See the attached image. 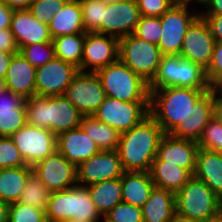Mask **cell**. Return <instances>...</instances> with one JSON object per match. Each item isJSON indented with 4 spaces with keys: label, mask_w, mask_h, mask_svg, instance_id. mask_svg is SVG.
Listing matches in <instances>:
<instances>
[{
    "label": "cell",
    "mask_w": 222,
    "mask_h": 222,
    "mask_svg": "<svg viewBox=\"0 0 222 222\" xmlns=\"http://www.w3.org/2000/svg\"><path fill=\"white\" fill-rule=\"evenodd\" d=\"M158 123L148 115L140 123L120 135L118 153L125 172H150L162 137Z\"/></svg>",
    "instance_id": "obj_1"
},
{
    "label": "cell",
    "mask_w": 222,
    "mask_h": 222,
    "mask_svg": "<svg viewBox=\"0 0 222 222\" xmlns=\"http://www.w3.org/2000/svg\"><path fill=\"white\" fill-rule=\"evenodd\" d=\"M149 115L165 134L184 122L191 108L210 90L183 87L149 90Z\"/></svg>",
    "instance_id": "obj_2"
},
{
    "label": "cell",
    "mask_w": 222,
    "mask_h": 222,
    "mask_svg": "<svg viewBox=\"0 0 222 222\" xmlns=\"http://www.w3.org/2000/svg\"><path fill=\"white\" fill-rule=\"evenodd\" d=\"M27 124L52 131L56 136L77 128L83 115L65 95L34 96L26 101Z\"/></svg>",
    "instance_id": "obj_3"
},
{
    "label": "cell",
    "mask_w": 222,
    "mask_h": 222,
    "mask_svg": "<svg viewBox=\"0 0 222 222\" xmlns=\"http://www.w3.org/2000/svg\"><path fill=\"white\" fill-rule=\"evenodd\" d=\"M169 87L212 89L201 65L180 55H162L158 71L149 83V90Z\"/></svg>",
    "instance_id": "obj_4"
},
{
    "label": "cell",
    "mask_w": 222,
    "mask_h": 222,
    "mask_svg": "<svg viewBox=\"0 0 222 222\" xmlns=\"http://www.w3.org/2000/svg\"><path fill=\"white\" fill-rule=\"evenodd\" d=\"M176 211L199 222L222 216V200L203 181L194 176L175 193Z\"/></svg>",
    "instance_id": "obj_5"
},
{
    "label": "cell",
    "mask_w": 222,
    "mask_h": 222,
    "mask_svg": "<svg viewBox=\"0 0 222 222\" xmlns=\"http://www.w3.org/2000/svg\"><path fill=\"white\" fill-rule=\"evenodd\" d=\"M106 96L123 102H149V83L120 59L97 72Z\"/></svg>",
    "instance_id": "obj_6"
},
{
    "label": "cell",
    "mask_w": 222,
    "mask_h": 222,
    "mask_svg": "<svg viewBox=\"0 0 222 222\" xmlns=\"http://www.w3.org/2000/svg\"><path fill=\"white\" fill-rule=\"evenodd\" d=\"M162 53L159 47L135 36L119 39V59L150 83L158 71Z\"/></svg>",
    "instance_id": "obj_7"
},
{
    "label": "cell",
    "mask_w": 222,
    "mask_h": 222,
    "mask_svg": "<svg viewBox=\"0 0 222 222\" xmlns=\"http://www.w3.org/2000/svg\"><path fill=\"white\" fill-rule=\"evenodd\" d=\"M200 16V9L189 10L185 4H173L162 16V36L158 47L162 55H180L184 36Z\"/></svg>",
    "instance_id": "obj_8"
},
{
    "label": "cell",
    "mask_w": 222,
    "mask_h": 222,
    "mask_svg": "<svg viewBox=\"0 0 222 222\" xmlns=\"http://www.w3.org/2000/svg\"><path fill=\"white\" fill-rule=\"evenodd\" d=\"M149 115V102H123L106 96L93 116L116 129L127 132Z\"/></svg>",
    "instance_id": "obj_9"
},
{
    "label": "cell",
    "mask_w": 222,
    "mask_h": 222,
    "mask_svg": "<svg viewBox=\"0 0 222 222\" xmlns=\"http://www.w3.org/2000/svg\"><path fill=\"white\" fill-rule=\"evenodd\" d=\"M11 138L29 166H34L57 150V136L48 129L34 125L26 124Z\"/></svg>",
    "instance_id": "obj_10"
},
{
    "label": "cell",
    "mask_w": 222,
    "mask_h": 222,
    "mask_svg": "<svg viewBox=\"0 0 222 222\" xmlns=\"http://www.w3.org/2000/svg\"><path fill=\"white\" fill-rule=\"evenodd\" d=\"M64 95L83 116H93L106 98L97 73L84 71L76 74Z\"/></svg>",
    "instance_id": "obj_11"
},
{
    "label": "cell",
    "mask_w": 222,
    "mask_h": 222,
    "mask_svg": "<svg viewBox=\"0 0 222 222\" xmlns=\"http://www.w3.org/2000/svg\"><path fill=\"white\" fill-rule=\"evenodd\" d=\"M77 184L89 186L105 180L120 178L123 170L117 150H100L76 167Z\"/></svg>",
    "instance_id": "obj_12"
},
{
    "label": "cell",
    "mask_w": 222,
    "mask_h": 222,
    "mask_svg": "<svg viewBox=\"0 0 222 222\" xmlns=\"http://www.w3.org/2000/svg\"><path fill=\"white\" fill-rule=\"evenodd\" d=\"M79 68L55 57L36 68V96L49 97L64 95Z\"/></svg>",
    "instance_id": "obj_13"
},
{
    "label": "cell",
    "mask_w": 222,
    "mask_h": 222,
    "mask_svg": "<svg viewBox=\"0 0 222 222\" xmlns=\"http://www.w3.org/2000/svg\"><path fill=\"white\" fill-rule=\"evenodd\" d=\"M119 59V39L99 33H85L81 71L97 72Z\"/></svg>",
    "instance_id": "obj_14"
},
{
    "label": "cell",
    "mask_w": 222,
    "mask_h": 222,
    "mask_svg": "<svg viewBox=\"0 0 222 222\" xmlns=\"http://www.w3.org/2000/svg\"><path fill=\"white\" fill-rule=\"evenodd\" d=\"M34 173L52 192L70 189L77 185V170L57 150L32 166Z\"/></svg>",
    "instance_id": "obj_15"
},
{
    "label": "cell",
    "mask_w": 222,
    "mask_h": 222,
    "mask_svg": "<svg viewBox=\"0 0 222 222\" xmlns=\"http://www.w3.org/2000/svg\"><path fill=\"white\" fill-rule=\"evenodd\" d=\"M141 15L136 0H121L106 5L101 34L121 39L134 34Z\"/></svg>",
    "instance_id": "obj_16"
},
{
    "label": "cell",
    "mask_w": 222,
    "mask_h": 222,
    "mask_svg": "<svg viewBox=\"0 0 222 222\" xmlns=\"http://www.w3.org/2000/svg\"><path fill=\"white\" fill-rule=\"evenodd\" d=\"M215 42L207 22L199 16L184 36L180 56L206 69L210 64Z\"/></svg>",
    "instance_id": "obj_17"
},
{
    "label": "cell",
    "mask_w": 222,
    "mask_h": 222,
    "mask_svg": "<svg viewBox=\"0 0 222 222\" xmlns=\"http://www.w3.org/2000/svg\"><path fill=\"white\" fill-rule=\"evenodd\" d=\"M213 102L214 90L211 89L191 108L184 122H180L170 135L197 142L209 120L213 117Z\"/></svg>",
    "instance_id": "obj_18"
},
{
    "label": "cell",
    "mask_w": 222,
    "mask_h": 222,
    "mask_svg": "<svg viewBox=\"0 0 222 222\" xmlns=\"http://www.w3.org/2000/svg\"><path fill=\"white\" fill-rule=\"evenodd\" d=\"M198 149L197 142L165 134L160 141L154 160H164L178 165L194 175Z\"/></svg>",
    "instance_id": "obj_19"
},
{
    "label": "cell",
    "mask_w": 222,
    "mask_h": 222,
    "mask_svg": "<svg viewBox=\"0 0 222 222\" xmlns=\"http://www.w3.org/2000/svg\"><path fill=\"white\" fill-rule=\"evenodd\" d=\"M10 30L18 49L28 44L52 41L48 24L36 19L28 9L14 10Z\"/></svg>",
    "instance_id": "obj_20"
},
{
    "label": "cell",
    "mask_w": 222,
    "mask_h": 222,
    "mask_svg": "<svg viewBox=\"0 0 222 222\" xmlns=\"http://www.w3.org/2000/svg\"><path fill=\"white\" fill-rule=\"evenodd\" d=\"M56 147L75 167L100 151L81 126L58 135Z\"/></svg>",
    "instance_id": "obj_21"
},
{
    "label": "cell",
    "mask_w": 222,
    "mask_h": 222,
    "mask_svg": "<svg viewBox=\"0 0 222 222\" xmlns=\"http://www.w3.org/2000/svg\"><path fill=\"white\" fill-rule=\"evenodd\" d=\"M27 98L12 91L0 95V136L11 137L27 124Z\"/></svg>",
    "instance_id": "obj_22"
},
{
    "label": "cell",
    "mask_w": 222,
    "mask_h": 222,
    "mask_svg": "<svg viewBox=\"0 0 222 222\" xmlns=\"http://www.w3.org/2000/svg\"><path fill=\"white\" fill-rule=\"evenodd\" d=\"M36 68L20 53L13 55L5 83L7 90L26 98L36 96Z\"/></svg>",
    "instance_id": "obj_23"
},
{
    "label": "cell",
    "mask_w": 222,
    "mask_h": 222,
    "mask_svg": "<svg viewBox=\"0 0 222 222\" xmlns=\"http://www.w3.org/2000/svg\"><path fill=\"white\" fill-rule=\"evenodd\" d=\"M193 176L206 183L222 200V153L199 148Z\"/></svg>",
    "instance_id": "obj_24"
},
{
    "label": "cell",
    "mask_w": 222,
    "mask_h": 222,
    "mask_svg": "<svg viewBox=\"0 0 222 222\" xmlns=\"http://www.w3.org/2000/svg\"><path fill=\"white\" fill-rule=\"evenodd\" d=\"M51 38L61 35L85 33L79 0H68L48 22Z\"/></svg>",
    "instance_id": "obj_25"
},
{
    "label": "cell",
    "mask_w": 222,
    "mask_h": 222,
    "mask_svg": "<svg viewBox=\"0 0 222 222\" xmlns=\"http://www.w3.org/2000/svg\"><path fill=\"white\" fill-rule=\"evenodd\" d=\"M150 175L156 188L176 193L193 175L178 165L167 163L164 160H153Z\"/></svg>",
    "instance_id": "obj_26"
},
{
    "label": "cell",
    "mask_w": 222,
    "mask_h": 222,
    "mask_svg": "<svg viewBox=\"0 0 222 222\" xmlns=\"http://www.w3.org/2000/svg\"><path fill=\"white\" fill-rule=\"evenodd\" d=\"M120 179L122 200L138 207L147 202L155 187L150 172H124Z\"/></svg>",
    "instance_id": "obj_27"
},
{
    "label": "cell",
    "mask_w": 222,
    "mask_h": 222,
    "mask_svg": "<svg viewBox=\"0 0 222 222\" xmlns=\"http://www.w3.org/2000/svg\"><path fill=\"white\" fill-rule=\"evenodd\" d=\"M141 209L143 222H169L176 212L175 193L154 187Z\"/></svg>",
    "instance_id": "obj_28"
},
{
    "label": "cell",
    "mask_w": 222,
    "mask_h": 222,
    "mask_svg": "<svg viewBox=\"0 0 222 222\" xmlns=\"http://www.w3.org/2000/svg\"><path fill=\"white\" fill-rule=\"evenodd\" d=\"M32 166L0 169V200L7 204L18 202Z\"/></svg>",
    "instance_id": "obj_29"
},
{
    "label": "cell",
    "mask_w": 222,
    "mask_h": 222,
    "mask_svg": "<svg viewBox=\"0 0 222 222\" xmlns=\"http://www.w3.org/2000/svg\"><path fill=\"white\" fill-rule=\"evenodd\" d=\"M97 211L103 217L122 200L121 179H110L86 186Z\"/></svg>",
    "instance_id": "obj_30"
},
{
    "label": "cell",
    "mask_w": 222,
    "mask_h": 222,
    "mask_svg": "<svg viewBox=\"0 0 222 222\" xmlns=\"http://www.w3.org/2000/svg\"><path fill=\"white\" fill-rule=\"evenodd\" d=\"M80 126L100 150H117L120 133L94 116H83Z\"/></svg>",
    "instance_id": "obj_31"
},
{
    "label": "cell",
    "mask_w": 222,
    "mask_h": 222,
    "mask_svg": "<svg viewBox=\"0 0 222 222\" xmlns=\"http://www.w3.org/2000/svg\"><path fill=\"white\" fill-rule=\"evenodd\" d=\"M85 33L67 34L52 39L56 57L73 64L81 71Z\"/></svg>",
    "instance_id": "obj_32"
},
{
    "label": "cell",
    "mask_w": 222,
    "mask_h": 222,
    "mask_svg": "<svg viewBox=\"0 0 222 222\" xmlns=\"http://www.w3.org/2000/svg\"><path fill=\"white\" fill-rule=\"evenodd\" d=\"M45 217L47 222L73 218V187L51 193Z\"/></svg>",
    "instance_id": "obj_33"
},
{
    "label": "cell",
    "mask_w": 222,
    "mask_h": 222,
    "mask_svg": "<svg viewBox=\"0 0 222 222\" xmlns=\"http://www.w3.org/2000/svg\"><path fill=\"white\" fill-rule=\"evenodd\" d=\"M51 193L52 191L43 184L33 171L28 176L26 185L18 199V202L46 211Z\"/></svg>",
    "instance_id": "obj_34"
},
{
    "label": "cell",
    "mask_w": 222,
    "mask_h": 222,
    "mask_svg": "<svg viewBox=\"0 0 222 222\" xmlns=\"http://www.w3.org/2000/svg\"><path fill=\"white\" fill-rule=\"evenodd\" d=\"M73 218L89 222L102 220L86 186H73Z\"/></svg>",
    "instance_id": "obj_35"
},
{
    "label": "cell",
    "mask_w": 222,
    "mask_h": 222,
    "mask_svg": "<svg viewBox=\"0 0 222 222\" xmlns=\"http://www.w3.org/2000/svg\"><path fill=\"white\" fill-rule=\"evenodd\" d=\"M82 8L85 33L101 34V22L106 3L101 0H79Z\"/></svg>",
    "instance_id": "obj_36"
},
{
    "label": "cell",
    "mask_w": 222,
    "mask_h": 222,
    "mask_svg": "<svg viewBox=\"0 0 222 222\" xmlns=\"http://www.w3.org/2000/svg\"><path fill=\"white\" fill-rule=\"evenodd\" d=\"M19 52L35 68L43 66L56 57L53 42L28 44L19 49Z\"/></svg>",
    "instance_id": "obj_37"
},
{
    "label": "cell",
    "mask_w": 222,
    "mask_h": 222,
    "mask_svg": "<svg viewBox=\"0 0 222 222\" xmlns=\"http://www.w3.org/2000/svg\"><path fill=\"white\" fill-rule=\"evenodd\" d=\"M197 144L199 148L222 153V125L214 117L202 131Z\"/></svg>",
    "instance_id": "obj_38"
},
{
    "label": "cell",
    "mask_w": 222,
    "mask_h": 222,
    "mask_svg": "<svg viewBox=\"0 0 222 222\" xmlns=\"http://www.w3.org/2000/svg\"><path fill=\"white\" fill-rule=\"evenodd\" d=\"M134 35L149 43L158 46L162 36V24L160 17L141 16Z\"/></svg>",
    "instance_id": "obj_39"
},
{
    "label": "cell",
    "mask_w": 222,
    "mask_h": 222,
    "mask_svg": "<svg viewBox=\"0 0 222 222\" xmlns=\"http://www.w3.org/2000/svg\"><path fill=\"white\" fill-rule=\"evenodd\" d=\"M8 222H47L45 211L23 203L9 204Z\"/></svg>",
    "instance_id": "obj_40"
},
{
    "label": "cell",
    "mask_w": 222,
    "mask_h": 222,
    "mask_svg": "<svg viewBox=\"0 0 222 222\" xmlns=\"http://www.w3.org/2000/svg\"><path fill=\"white\" fill-rule=\"evenodd\" d=\"M27 166L11 137L0 136V169Z\"/></svg>",
    "instance_id": "obj_41"
},
{
    "label": "cell",
    "mask_w": 222,
    "mask_h": 222,
    "mask_svg": "<svg viewBox=\"0 0 222 222\" xmlns=\"http://www.w3.org/2000/svg\"><path fill=\"white\" fill-rule=\"evenodd\" d=\"M105 217L112 222H143L141 207L121 201Z\"/></svg>",
    "instance_id": "obj_42"
},
{
    "label": "cell",
    "mask_w": 222,
    "mask_h": 222,
    "mask_svg": "<svg viewBox=\"0 0 222 222\" xmlns=\"http://www.w3.org/2000/svg\"><path fill=\"white\" fill-rule=\"evenodd\" d=\"M68 0H34L29 7L31 14L41 22L47 23L61 10Z\"/></svg>",
    "instance_id": "obj_43"
},
{
    "label": "cell",
    "mask_w": 222,
    "mask_h": 222,
    "mask_svg": "<svg viewBox=\"0 0 222 222\" xmlns=\"http://www.w3.org/2000/svg\"><path fill=\"white\" fill-rule=\"evenodd\" d=\"M205 71L212 87L222 78V41L215 42L210 64Z\"/></svg>",
    "instance_id": "obj_44"
},
{
    "label": "cell",
    "mask_w": 222,
    "mask_h": 222,
    "mask_svg": "<svg viewBox=\"0 0 222 222\" xmlns=\"http://www.w3.org/2000/svg\"><path fill=\"white\" fill-rule=\"evenodd\" d=\"M141 16L160 17L174 3L171 0H136Z\"/></svg>",
    "instance_id": "obj_45"
},
{
    "label": "cell",
    "mask_w": 222,
    "mask_h": 222,
    "mask_svg": "<svg viewBox=\"0 0 222 222\" xmlns=\"http://www.w3.org/2000/svg\"><path fill=\"white\" fill-rule=\"evenodd\" d=\"M0 51L6 53H18L19 49L14 39V35L9 29L0 30Z\"/></svg>",
    "instance_id": "obj_46"
},
{
    "label": "cell",
    "mask_w": 222,
    "mask_h": 222,
    "mask_svg": "<svg viewBox=\"0 0 222 222\" xmlns=\"http://www.w3.org/2000/svg\"><path fill=\"white\" fill-rule=\"evenodd\" d=\"M207 22L215 41H222V15H200Z\"/></svg>",
    "instance_id": "obj_47"
},
{
    "label": "cell",
    "mask_w": 222,
    "mask_h": 222,
    "mask_svg": "<svg viewBox=\"0 0 222 222\" xmlns=\"http://www.w3.org/2000/svg\"><path fill=\"white\" fill-rule=\"evenodd\" d=\"M14 10L0 1V30L9 29Z\"/></svg>",
    "instance_id": "obj_48"
},
{
    "label": "cell",
    "mask_w": 222,
    "mask_h": 222,
    "mask_svg": "<svg viewBox=\"0 0 222 222\" xmlns=\"http://www.w3.org/2000/svg\"><path fill=\"white\" fill-rule=\"evenodd\" d=\"M200 15H222V0H210Z\"/></svg>",
    "instance_id": "obj_49"
},
{
    "label": "cell",
    "mask_w": 222,
    "mask_h": 222,
    "mask_svg": "<svg viewBox=\"0 0 222 222\" xmlns=\"http://www.w3.org/2000/svg\"><path fill=\"white\" fill-rule=\"evenodd\" d=\"M14 54L16 53H6L3 51H0V78L5 79L11 59Z\"/></svg>",
    "instance_id": "obj_50"
},
{
    "label": "cell",
    "mask_w": 222,
    "mask_h": 222,
    "mask_svg": "<svg viewBox=\"0 0 222 222\" xmlns=\"http://www.w3.org/2000/svg\"><path fill=\"white\" fill-rule=\"evenodd\" d=\"M12 10H25L29 9L34 0H0Z\"/></svg>",
    "instance_id": "obj_51"
},
{
    "label": "cell",
    "mask_w": 222,
    "mask_h": 222,
    "mask_svg": "<svg viewBox=\"0 0 222 222\" xmlns=\"http://www.w3.org/2000/svg\"><path fill=\"white\" fill-rule=\"evenodd\" d=\"M213 117L222 125V97L215 94L213 102Z\"/></svg>",
    "instance_id": "obj_52"
},
{
    "label": "cell",
    "mask_w": 222,
    "mask_h": 222,
    "mask_svg": "<svg viewBox=\"0 0 222 222\" xmlns=\"http://www.w3.org/2000/svg\"><path fill=\"white\" fill-rule=\"evenodd\" d=\"M9 204L0 200V222H8Z\"/></svg>",
    "instance_id": "obj_53"
},
{
    "label": "cell",
    "mask_w": 222,
    "mask_h": 222,
    "mask_svg": "<svg viewBox=\"0 0 222 222\" xmlns=\"http://www.w3.org/2000/svg\"><path fill=\"white\" fill-rule=\"evenodd\" d=\"M169 222H199V221L192 219L190 217L183 216L176 211Z\"/></svg>",
    "instance_id": "obj_54"
},
{
    "label": "cell",
    "mask_w": 222,
    "mask_h": 222,
    "mask_svg": "<svg viewBox=\"0 0 222 222\" xmlns=\"http://www.w3.org/2000/svg\"><path fill=\"white\" fill-rule=\"evenodd\" d=\"M191 1H193L194 3H198V4H200L203 8H205L208 4H209V2H210V0H185V5L186 6H190L189 4L190 3H193V2H191Z\"/></svg>",
    "instance_id": "obj_55"
},
{
    "label": "cell",
    "mask_w": 222,
    "mask_h": 222,
    "mask_svg": "<svg viewBox=\"0 0 222 222\" xmlns=\"http://www.w3.org/2000/svg\"><path fill=\"white\" fill-rule=\"evenodd\" d=\"M215 94L222 97V78L212 87Z\"/></svg>",
    "instance_id": "obj_56"
},
{
    "label": "cell",
    "mask_w": 222,
    "mask_h": 222,
    "mask_svg": "<svg viewBox=\"0 0 222 222\" xmlns=\"http://www.w3.org/2000/svg\"><path fill=\"white\" fill-rule=\"evenodd\" d=\"M5 91H7L5 79L0 78V95H1L2 93H4Z\"/></svg>",
    "instance_id": "obj_57"
},
{
    "label": "cell",
    "mask_w": 222,
    "mask_h": 222,
    "mask_svg": "<svg viewBox=\"0 0 222 222\" xmlns=\"http://www.w3.org/2000/svg\"><path fill=\"white\" fill-rule=\"evenodd\" d=\"M55 222H89V221H84V220H80V219L71 218V219H60V220H57Z\"/></svg>",
    "instance_id": "obj_58"
},
{
    "label": "cell",
    "mask_w": 222,
    "mask_h": 222,
    "mask_svg": "<svg viewBox=\"0 0 222 222\" xmlns=\"http://www.w3.org/2000/svg\"><path fill=\"white\" fill-rule=\"evenodd\" d=\"M174 4H185V0H171Z\"/></svg>",
    "instance_id": "obj_59"
},
{
    "label": "cell",
    "mask_w": 222,
    "mask_h": 222,
    "mask_svg": "<svg viewBox=\"0 0 222 222\" xmlns=\"http://www.w3.org/2000/svg\"><path fill=\"white\" fill-rule=\"evenodd\" d=\"M101 1H103L106 4H109V3H114V2L121 1V0H101Z\"/></svg>",
    "instance_id": "obj_60"
},
{
    "label": "cell",
    "mask_w": 222,
    "mask_h": 222,
    "mask_svg": "<svg viewBox=\"0 0 222 222\" xmlns=\"http://www.w3.org/2000/svg\"><path fill=\"white\" fill-rule=\"evenodd\" d=\"M208 222H222V216L221 217H219L218 219H216V220H213V221H208Z\"/></svg>",
    "instance_id": "obj_61"
},
{
    "label": "cell",
    "mask_w": 222,
    "mask_h": 222,
    "mask_svg": "<svg viewBox=\"0 0 222 222\" xmlns=\"http://www.w3.org/2000/svg\"><path fill=\"white\" fill-rule=\"evenodd\" d=\"M102 219H103L102 220L103 222H112V221H109L105 216H103Z\"/></svg>",
    "instance_id": "obj_62"
}]
</instances>
